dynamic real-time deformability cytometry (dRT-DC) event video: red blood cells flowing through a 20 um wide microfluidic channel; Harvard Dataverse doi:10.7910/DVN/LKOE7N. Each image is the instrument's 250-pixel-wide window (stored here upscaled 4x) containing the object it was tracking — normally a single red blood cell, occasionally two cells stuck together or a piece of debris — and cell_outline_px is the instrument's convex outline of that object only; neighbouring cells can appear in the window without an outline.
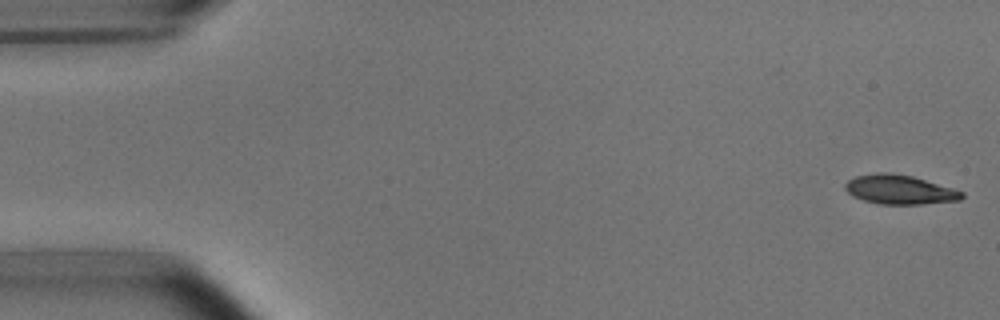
{"species": "common noctule bat (a hibernating species)", "species_latin": "Nyctalus noctula", "temperature_condition": "room temperature", "stored_images_in_passage": 6, "camera_frame_rate_fps": 3000, "um_per_image_px": 0.085, "animal": {"sex": "male", "body_mass_g": 15.6}, "frame": {"image": 1, "passage_image": 6, "time_ms": 6.0, "image_size_px": [1000, 320], "cell_outline_px": [[964, 196], [960, 200], [920, 204], [880, 204], [864, 200], [852, 196], [844, 188], [844, 184], [848, 180], [856, 176], [880, 172], [892, 172], [912, 176], [952, 188], [964, 192]], "centroid_in_image_um": [76.45, 16.11], "position_along_channel_um": 8.6, "area_um2": 19.83}}